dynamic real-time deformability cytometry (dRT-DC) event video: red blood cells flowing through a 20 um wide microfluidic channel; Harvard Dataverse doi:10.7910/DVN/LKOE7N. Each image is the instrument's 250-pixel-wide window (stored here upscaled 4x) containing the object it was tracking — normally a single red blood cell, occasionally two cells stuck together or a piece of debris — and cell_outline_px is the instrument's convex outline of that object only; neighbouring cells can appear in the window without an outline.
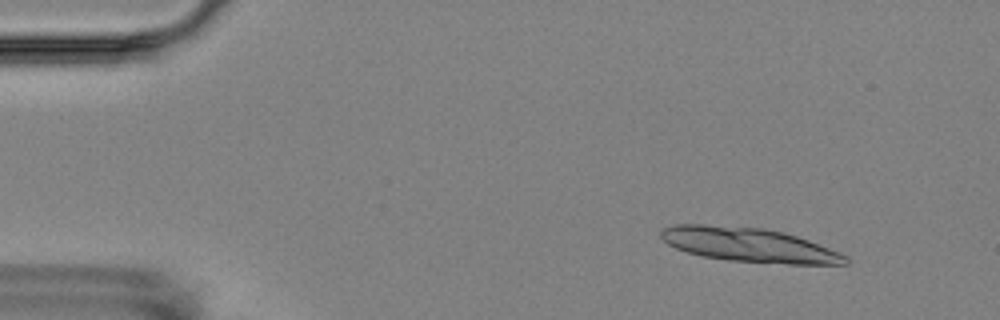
{"species": "Egyptian fruit bat (a non-hibernating species)", "species_latin": "Rousettus aegyptiacus", "temperature_condition": "room temperature", "stored_images_in_passage": 4, "camera_frame_rate_fps": 3000, "um_per_image_px": 0.085, "animal": {"sex": "female"}, "frame": {"image": 1, "passage_image": 1, "time_ms": 0.0, "image_size_px": [1000, 320], "cell_outline_px": [[848, 264], [788, 264], [728, 260], [700, 256], [676, 248], [668, 244], [660, 236], [660, 232], [664, 228], [672, 224], [704, 224], [764, 228], [784, 232], [808, 240], [840, 252], [848, 256]], "centroid_in_image_um": [63.66, 20.81], "position_along_channel_um": 21.3, "area_um2": 36.82}}